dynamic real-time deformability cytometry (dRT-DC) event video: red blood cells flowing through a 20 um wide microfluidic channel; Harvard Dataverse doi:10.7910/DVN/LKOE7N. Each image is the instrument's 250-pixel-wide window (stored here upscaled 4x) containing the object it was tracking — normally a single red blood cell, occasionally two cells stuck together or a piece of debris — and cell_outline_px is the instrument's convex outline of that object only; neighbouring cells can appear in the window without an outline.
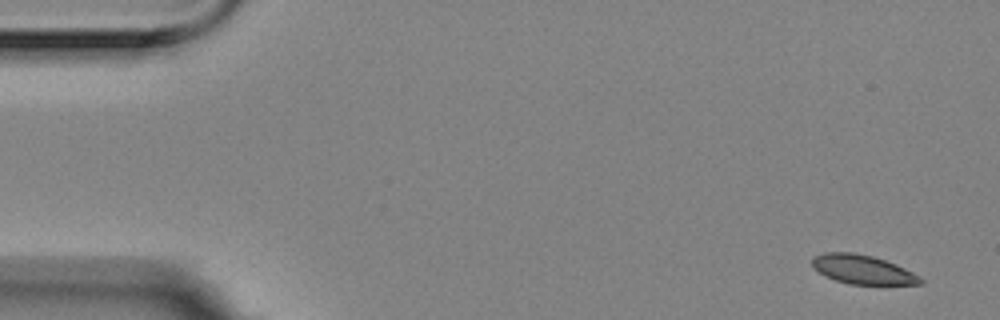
{"species": "Egyptian fruit bat (a non-hibernating species)", "species_latin": "Rousettus aegyptiacus", "temperature_condition": "room temperature", "stored_images_in_passage": 5, "segment_of_instrument_passage": [2, 2], "camera_frame_rate_fps": 3000, "um_per_image_px": 0.085, "animal": {"sex": "female"}, "frame": {"image": 1, "passage_image": 5, "time_ms": 1.333, "image_size_px": [1000, 320], "cell_outline_px": [[924, 284], [848, 284], [824, 276], [812, 268], [812, 256], [824, 252], [856, 252], [872, 256], [896, 264], [920, 276], [924, 280]], "centroid_in_image_um": [73.29, 22.9], "position_along_channel_um": 11.7, "area_um2": 18.5}}